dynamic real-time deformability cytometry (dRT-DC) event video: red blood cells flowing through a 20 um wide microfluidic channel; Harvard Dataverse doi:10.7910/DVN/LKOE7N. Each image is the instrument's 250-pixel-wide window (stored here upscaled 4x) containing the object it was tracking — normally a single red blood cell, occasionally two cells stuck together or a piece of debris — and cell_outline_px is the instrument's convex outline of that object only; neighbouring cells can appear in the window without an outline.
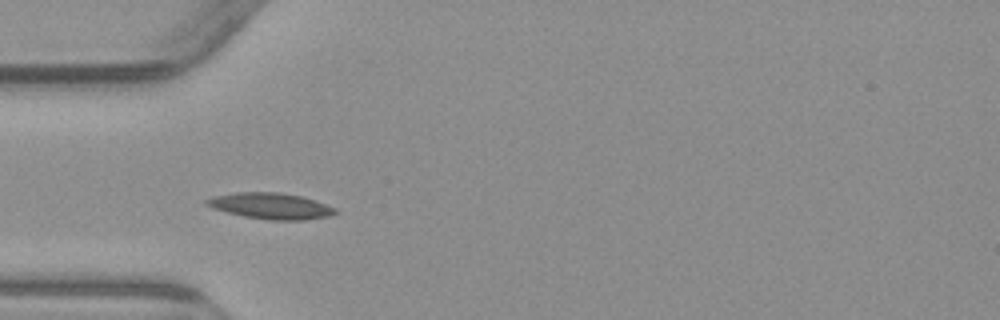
{"species": "common noctule bat (a hibernating species)", "species_latin": "Nyctalus noctula", "temperature_condition": "warm", "stored_images_in_passage": 4, "camera_frame_rate_fps": 3000, "um_per_image_px": 0.085, "animal": {"sex": "male", "body_mass_g": 23.1, "forearm_length_mm": 52.7}, "frame": {"image": 1, "passage_image": 3, "time_ms": 2.333, "image_size_px": [1000, 320], "cell_outline_px": [[340, 212], [328, 216], [304, 220], [272, 220], [244, 216], [212, 208], [204, 204], [204, 200], [216, 196], [236, 192], [280, 192], [300, 196], [336, 208]], "centroid_in_image_um": [23.01, 17.5], "position_along_channel_um": 62.0, "area_um2": 19.36}}
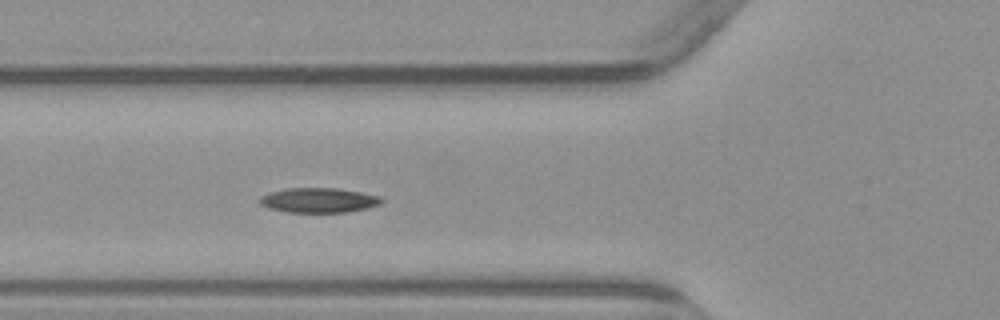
{"frame": {"image": 2, "passage_image": 4, "time_ms": 3.333, "image_size_px": [1000, 320], "cell_outline_px": [[384, 200], [380, 204], [368, 208], [348, 212], [288, 212], [268, 208], [260, 204], [256, 200], [260, 196], [268, 192], [288, 188], [336, 188], [360, 192], [380, 196]], "centroid_in_image_um": [27.05, 17.02], "position_along_channel_um": 98.7, "area_um2": 17.74}}